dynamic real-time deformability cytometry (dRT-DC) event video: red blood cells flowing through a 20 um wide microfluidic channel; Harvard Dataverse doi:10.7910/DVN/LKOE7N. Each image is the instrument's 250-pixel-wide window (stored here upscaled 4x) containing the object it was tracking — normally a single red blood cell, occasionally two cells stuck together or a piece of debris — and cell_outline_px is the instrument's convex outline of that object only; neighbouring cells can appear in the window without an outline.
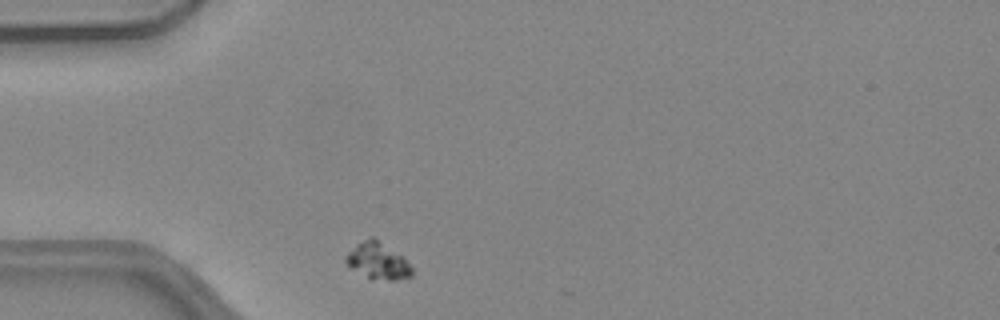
{"species": "common noctule bat (a hibernating species)", "species_latin": "Nyctalus noctula", "temperature_condition": "warm", "stored_images_in_passage": 31, "camera_frame_rate_fps": 3000, "um_per_image_px": 0.085, "animal": {"sex": "female", "body_mass_g": 24.6, "forearm_length_mm": 56.2}, "frame": {"image": 1, "passage_image": 1, "time_ms": 0.0, "image_size_px": [1000, 320], "cell_outline_px": [[412, 276], [396, 280], [368, 280], [352, 268], [344, 260], [344, 256], [356, 244], [368, 236], [376, 236], [404, 256], [412, 268]], "centroid_in_image_um": [32.12, 22.15], "position_along_channel_um": 52.9, "area_um2": 14.68}}
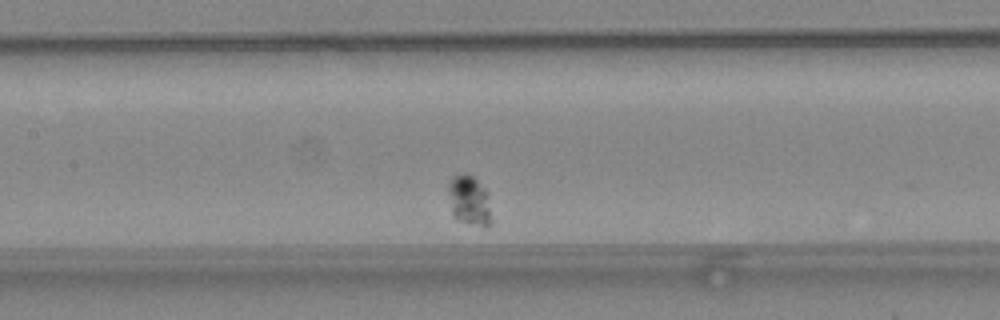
{"frame": {"image": 2, "passage_image": 12, "time_ms": 3.667, "image_size_px": [1000, 320], "cell_outline_px": [[492, 224], [484, 228], [468, 224], [456, 220], [452, 216], [448, 192], [448, 184], [452, 176], [464, 172], [472, 176], [488, 192], [492, 220]], "centroid_in_image_um": [39.89, 17.09], "position_along_channel_um": 167.5, "area_um2": 13.06}}
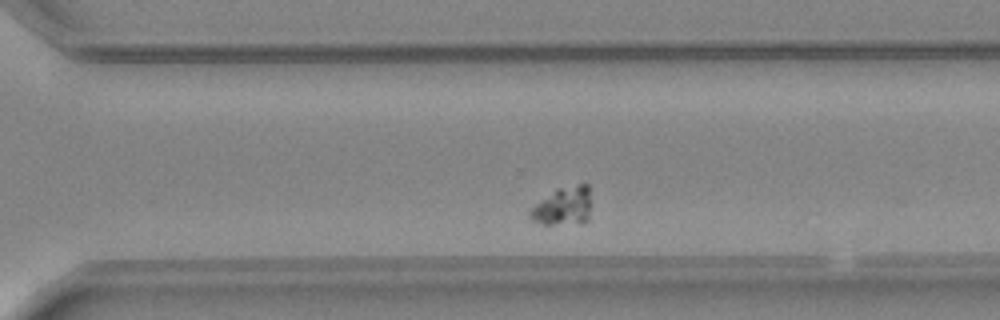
{"frame": {"image": 3, "passage_image": 25, "time_ms": 8.0, "image_size_px": [1000, 320], "cell_outline_px": [[592, 204], [588, 220], [580, 224], [540, 224], [532, 220], [528, 216], [528, 212], [536, 204], [556, 188], [580, 184], [588, 184]], "centroid_in_image_um": [47.91, 17.54], "position_along_channel_um": 322.7, "area_um2": 13.99}, "authors_computed_cell_mechanics": {"area_um2": 13.6986, "velocity_mm_per_s": 3.5336, "shape_relaxation_time_tau1_ms": null, "shape_relaxation_time_tau2_ms": 2.3467, "deformation_change_tau1": null, "deformation_change_tau2": 0.0323}}